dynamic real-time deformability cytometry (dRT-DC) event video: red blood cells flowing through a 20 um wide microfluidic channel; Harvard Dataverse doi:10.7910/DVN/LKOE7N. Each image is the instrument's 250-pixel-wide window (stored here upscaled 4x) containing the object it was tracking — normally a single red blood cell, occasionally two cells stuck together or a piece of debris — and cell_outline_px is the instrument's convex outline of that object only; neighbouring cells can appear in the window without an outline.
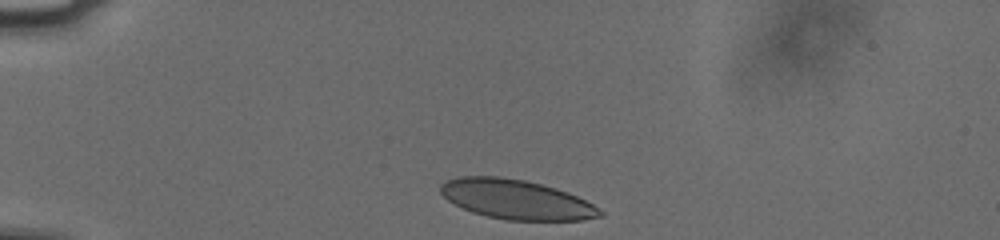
{"species": "human", "species_latin": "Homo sapiens", "temperature_condition": "cold", "stored_images_in_passage": 34, "camera_frame_rate_fps": 3000, "um_per_image_px": 0.085, "donor": {"sex": "male"}, "frame": {"image": 1, "passage_image": 1, "time_ms": 0.0, "image_size_px": [1000, 240], "cell_outline_px": [[604, 216], [584, 220], [504, 220], [472, 212], [448, 200], [440, 192], [440, 184], [444, 180], [460, 176], [500, 176], [524, 180], [556, 188], [568, 192], [592, 204], [604, 212]], "centroid_in_image_um": [43.88, 16.95], "position_along_channel_um": 41.1, "area_um2": 36.7}}
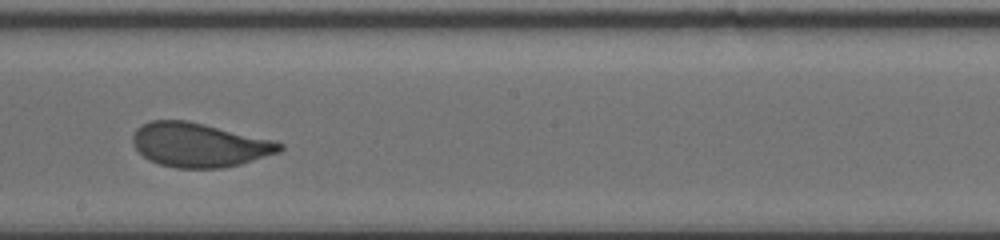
{"frame": {"image": 2, "passage_image": 20, "time_ms": 6.333, "image_size_px": [1000, 240], "cell_outline_px": [[284, 148], [280, 152], [240, 164], [220, 168], [176, 168], [160, 164], [148, 160], [132, 144], [132, 136], [136, 128], [152, 120], [188, 120], [272, 140], [284, 144]], "centroid_in_image_um": [16.92, 12.32], "position_along_channel_um": 231.3, "area_um2": 37.63}}
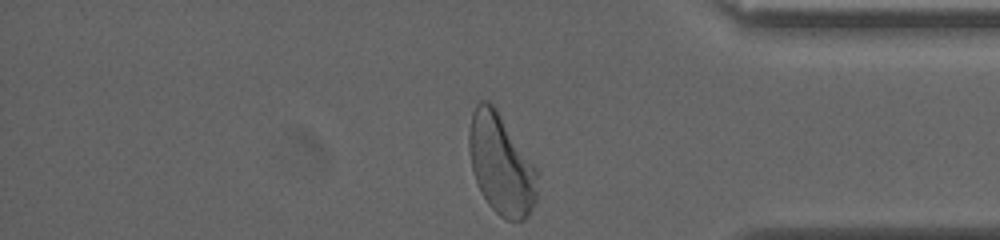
{"frame": {"image": 3, "passage_image": 34, "time_ms": 11.0, "image_size_px": [1000, 240], "cell_outline_px": [[540, 172], [536, 200], [528, 216], [524, 220], [504, 220], [488, 204], [480, 192], [472, 168], [468, 148], [468, 132], [472, 112], [476, 104], [480, 100], [488, 100], [496, 108]], "centroid_in_image_um": [42.6, 13.97], "position_along_channel_um": 392.6, "area_um2": 40.52}, "authors_computed_cell_mechanics": {"area_um2": 38.2058, "velocity_mm_per_s": 3.7565, "shape_relaxation_time_tau1_ms": 3.9379, "shape_relaxation_time_tau2_ms": null, "deformation_change_tau1": 0.1537, "deformation_change_tau2": null}}